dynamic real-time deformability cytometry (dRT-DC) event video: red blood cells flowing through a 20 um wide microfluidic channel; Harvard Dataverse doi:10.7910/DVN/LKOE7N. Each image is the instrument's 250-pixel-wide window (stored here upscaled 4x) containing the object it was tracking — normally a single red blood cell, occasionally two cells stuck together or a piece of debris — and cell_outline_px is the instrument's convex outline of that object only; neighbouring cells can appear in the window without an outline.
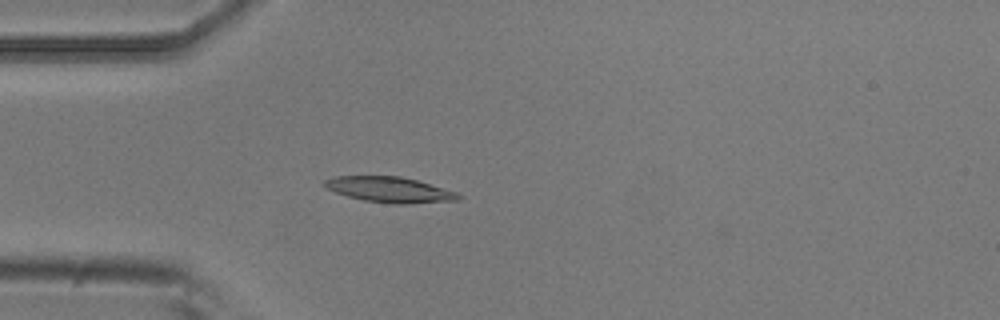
{"species": "common noctule bat (a hibernating species)", "species_latin": "Nyctalus noctula", "temperature_condition": "room temperature", "stored_images_in_passage": 2, "camera_frame_rate_fps": 3000, "um_per_image_px": 0.085, "animal": {"sex": "male", "body_mass_g": 20.5, "forearm_length_mm": 52.5}, "frame": {"image": 1, "passage_image": 2, "time_ms": 0.333, "image_size_px": [1000, 320], "cell_outline_px": [[464, 196], [460, 200], [408, 204], [392, 204], [364, 200], [348, 196], [336, 192], [328, 188], [324, 184], [324, 180], [336, 176], [400, 176], [416, 180], [456, 192]], "centroid_in_image_um": [33.16, 16.13], "position_along_channel_um": 51.8, "area_um2": 19.77}}